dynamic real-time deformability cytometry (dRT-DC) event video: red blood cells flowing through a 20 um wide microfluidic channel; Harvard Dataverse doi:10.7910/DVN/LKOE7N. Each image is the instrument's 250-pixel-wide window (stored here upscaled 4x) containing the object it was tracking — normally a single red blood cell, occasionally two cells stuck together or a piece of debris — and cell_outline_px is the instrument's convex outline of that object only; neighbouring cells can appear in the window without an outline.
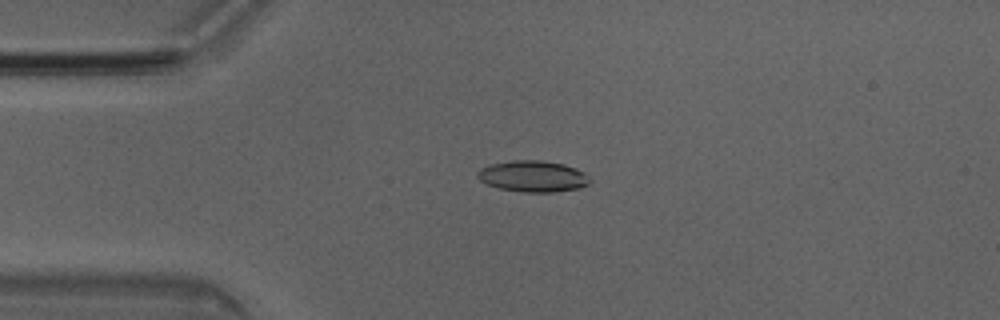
{"species": "Egyptian fruit bat (a non-hibernating species)", "species_latin": "Rousettus aegyptiacus", "temperature_condition": "room temperature", "stored_images_in_passage": 42, "camera_frame_rate_fps": 3000, "um_per_image_px": 0.085, "animal": {"sex": "male"}, "frame": {"image": 1, "passage_image": 3, "time_ms": 0.667, "image_size_px": [1000, 320], "cell_outline_px": [[592, 180], [588, 184], [580, 188], [552, 192], [524, 192], [500, 188], [488, 184], [480, 180], [476, 176], [476, 172], [480, 168], [492, 164], [512, 160], [540, 160], [564, 164], [576, 168], [584, 172]], "centroid_in_image_um": [45.31, 14.98], "position_along_channel_um": 39.7, "area_um2": 20.46}}
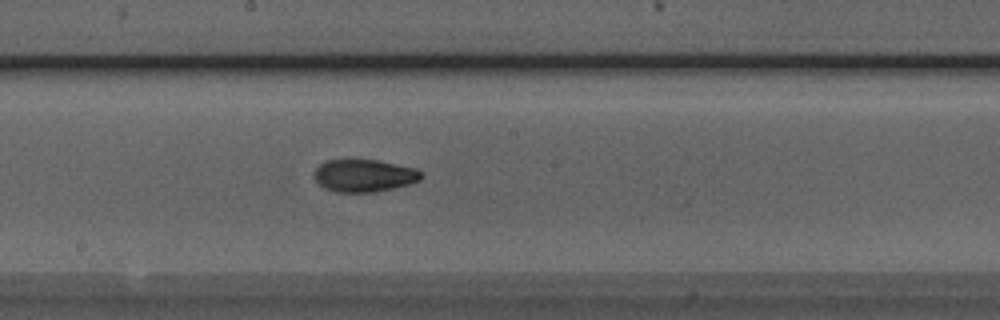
{"frame": {"image": 2, "passage_image": 18, "time_ms": 5.667, "image_size_px": [1000, 320], "cell_outline_px": [[424, 176], [420, 180], [408, 184], [376, 192], [336, 192], [324, 188], [312, 176], [316, 168], [320, 164], [328, 160], [348, 156], [352, 156], [376, 160], [416, 168]], "centroid_in_image_um": [30.9, 14.88], "position_along_channel_um": 217.3, "area_um2": 20.92}}
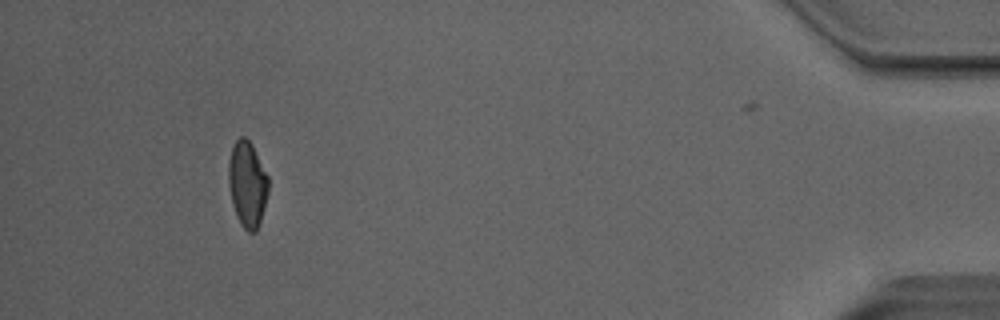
{"frame": {"image": 3, "passage_image": 38, "time_ms": 12.333, "image_size_px": [1000, 320], "cell_outline_px": [[268, 192], [260, 224], [256, 232], [248, 232], [240, 224], [236, 216], [228, 184], [228, 164], [232, 148], [236, 140], [240, 136], [244, 136], [252, 144], [268, 176]], "centroid_in_image_um": [21.02, 15.66], "position_along_channel_um": 414.2, "area_um2": 19.94}, "authors_computed_cell_mechanics": {"area_um2": 20.3167, "velocity_mm_per_s": 4.0381, "shape_relaxation_time_tau1_ms": 4.9532, "shape_relaxation_time_tau2_ms": 2.217, "deformation_change_tau1": 0.1622, "deformation_change_tau2": 0.0724}}